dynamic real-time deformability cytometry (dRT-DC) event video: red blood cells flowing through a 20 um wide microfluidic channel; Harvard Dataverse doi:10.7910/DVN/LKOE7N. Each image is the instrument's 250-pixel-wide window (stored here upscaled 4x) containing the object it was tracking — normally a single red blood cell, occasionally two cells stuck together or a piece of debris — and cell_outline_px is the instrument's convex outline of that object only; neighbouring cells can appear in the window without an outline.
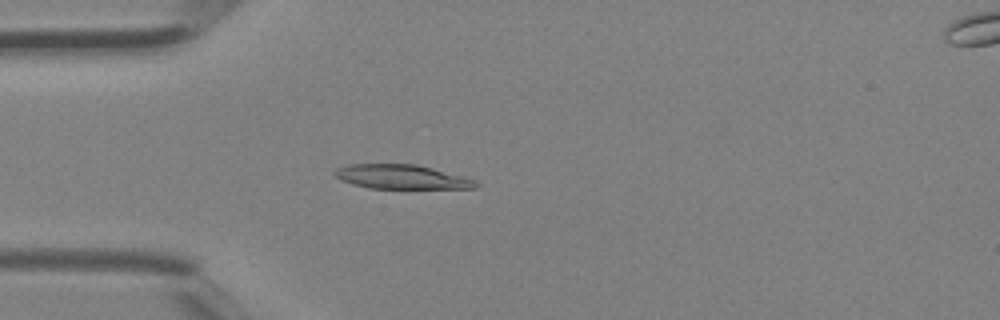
{"species": "Egyptian fruit bat (a non-hibernating species)", "species_latin": "Rousettus aegyptiacus", "temperature_condition": "room temperature", "stored_images_in_passage": 38, "camera_frame_rate_fps": 3000, "um_per_image_px": 0.085, "animal": {"sex": "female"}, "frame": {"image": 1, "passage_image": 9, "time_ms": 2.667, "image_size_px": [1000, 320], "cell_outline_px": [[480, 184], [476, 188], [368, 188], [352, 184], [340, 180], [332, 172], [336, 168], [348, 164], [416, 164], [464, 176]], "centroid_in_image_um": [34.09, 15.03], "position_along_channel_um": 50.9, "area_um2": 19.88}}
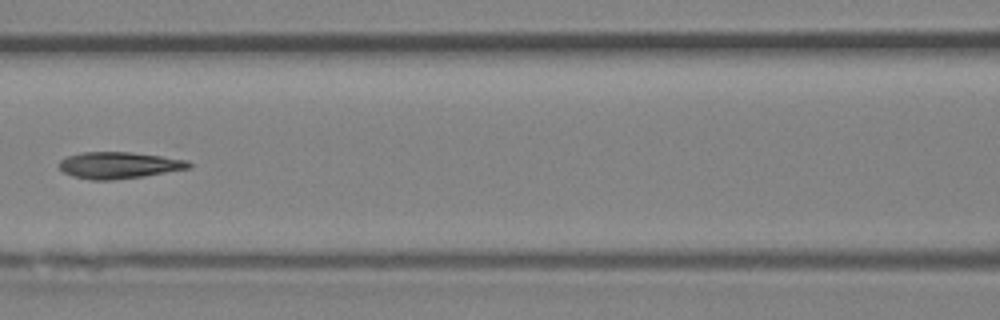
{"frame": {"image": 2, "passage_image": 16, "time_ms": 5.0, "image_size_px": [1000, 320], "cell_outline_px": [[192, 168], [144, 176], [112, 180], [92, 180], [72, 176], [64, 172], [60, 168], [60, 160], [68, 156], [80, 152], [132, 152], [188, 160], [192, 164]], "centroid_in_image_um": [10.13, 14.04], "position_along_channel_um": 156.5, "area_um2": 20.11}}
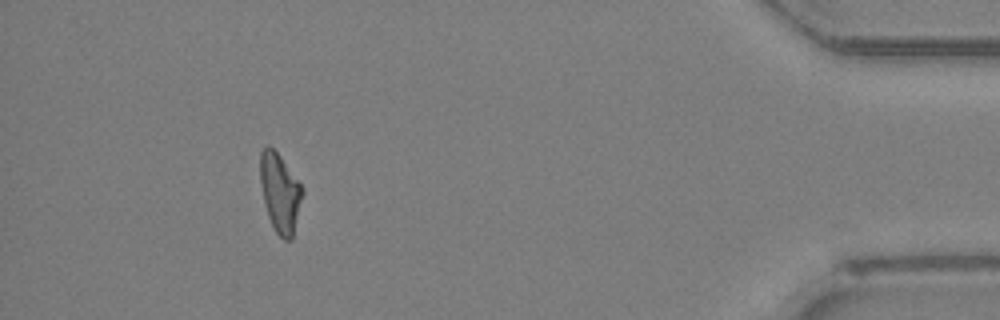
{"frame": {"image": 3, "passage_image": 35, "time_ms": 11.333, "image_size_px": [1000, 320], "cell_outline_px": [[304, 192], [292, 240], [284, 240], [276, 232], [268, 216], [264, 204], [260, 180], [260, 152], [268, 144], [280, 156], [304, 188]], "centroid_in_image_um": [23.81, 16.39], "position_along_channel_um": 411.4, "area_um2": 19.42}}